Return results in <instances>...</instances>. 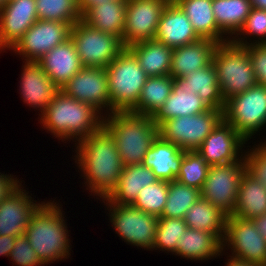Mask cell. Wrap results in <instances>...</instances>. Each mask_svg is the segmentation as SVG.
I'll return each mask as SVG.
<instances>
[{"mask_svg":"<svg viewBox=\"0 0 266 266\" xmlns=\"http://www.w3.org/2000/svg\"><path fill=\"white\" fill-rule=\"evenodd\" d=\"M226 246L232 251V256L228 257L258 266H266V240L258 233L252 220L227 216L222 251Z\"/></svg>","mask_w":266,"mask_h":266,"instance_id":"7c38bea8","label":"cell"},{"mask_svg":"<svg viewBox=\"0 0 266 266\" xmlns=\"http://www.w3.org/2000/svg\"><path fill=\"white\" fill-rule=\"evenodd\" d=\"M61 90L71 98L93 106L100 113L104 109L111 113L106 67H83Z\"/></svg>","mask_w":266,"mask_h":266,"instance_id":"9a60e30c","label":"cell"},{"mask_svg":"<svg viewBox=\"0 0 266 266\" xmlns=\"http://www.w3.org/2000/svg\"><path fill=\"white\" fill-rule=\"evenodd\" d=\"M209 109L210 107L197 94L181 86L174 79L171 94L152 118L155 124L159 126L168 119L204 113Z\"/></svg>","mask_w":266,"mask_h":266,"instance_id":"d4e9b609","label":"cell"},{"mask_svg":"<svg viewBox=\"0 0 266 266\" xmlns=\"http://www.w3.org/2000/svg\"><path fill=\"white\" fill-rule=\"evenodd\" d=\"M75 146L77 155L74 160L84 173L82 176L86 179L87 190L89 188V192L102 199L107 198L117 187L124 167L114 138L102 127Z\"/></svg>","mask_w":266,"mask_h":266,"instance_id":"6da1fadb","label":"cell"},{"mask_svg":"<svg viewBox=\"0 0 266 266\" xmlns=\"http://www.w3.org/2000/svg\"><path fill=\"white\" fill-rule=\"evenodd\" d=\"M218 43L209 39L173 48L170 65V76L175 79L185 77L192 71L208 66Z\"/></svg>","mask_w":266,"mask_h":266,"instance_id":"7402d4cb","label":"cell"},{"mask_svg":"<svg viewBox=\"0 0 266 266\" xmlns=\"http://www.w3.org/2000/svg\"><path fill=\"white\" fill-rule=\"evenodd\" d=\"M246 171L244 155L230 164L211 165L201 191V197L227 216L235 209L238 189Z\"/></svg>","mask_w":266,"mask_h":266,"instance_id":"30bf717a","label":"cell"},{"mask_svg":"<svg viewBox=\"0 0 266 266\" xmlns=\"http://www.w3.org/2000/svg\"><path fill=\"white\" fill-rule=\"evenodd\" d=\"M184 11L197 35L218 44L230 41L219 30L214 18L212 0H174ZM225 37V38H224Z\"/></svg>","mask_w":266,"mask_h":266,"instance_id":"4316f807","label":"cell"},{"mask_svg":"<svg viewBox=\"0 0 266 266\" xmlns=\"http://www.w3.org/2000/svg\"><path fill=\"white\" fill-rule=\"evenodd\" d=\"M215 21L224 35H237L252 8L250 0H212Z\"/></svg>","mask_w":266,"mask_h":266,"instance_id":"d6a6232c","label":"cell"},{"mask_svg":"<svg viewBox=\"0 0 266 266\" xmlns=\"http://www.w3.org/2000/svg\"><path fill=\"white\" fill-rule=\"evenodd\" d=\"M209 167L197 151H184L176 181L201 190L207 178Z\"/></svg>","mask_w":266,"mask_h":266,"instance_id":"f35d334b","label":"cell"},{"mask_svg":"<svg viewBox=\"0 0 266 266\" xmlns=\"http://www.w3.org/2000/svg\"><path fill=\"white\" fill-rule=\"evenodd\" d=\"M20 91L24 103L39 108L41 114L60 90L38 62L23 61Z\"/></svg>","mask_w":266,"mask_h":266,"instance_id":"ffe728a7","label":"cell"},{"mask_svg":"<svg viewBox=\"0 0 266 266\" xmlns=\"http://www.w3.org/2000/svg\"><path fill=\"white\" fill-rule=\"evenodd\" d=\"M225 264H226V266H258L255 264H250V263L238 261V260H235L232 258L228 259V262Z\"/></svg>","mask_w":266,"mask_h":266,"instance_id":"c3c4849f","label":"cell"},{"mask_svg":"<svg viewBox=\"0 0 266 266\" xmlns=\"http://www.w3.org/2000/svg\"><path fill=\"white\" fill-rule=\"evenodd\" d=\"M159 179L143 163L123 167L117 187L106 198L110 203L132 205L141 188Z\"/></svg>","mask_w":266,"mask_h":266,"instance_id":"484cf974","label":"cell"},{"mask_svg":"<svg viewBox=\"0 0 266 266\" xmlns=\"http://www.w3.org/2000/svg\"><path fill=\"white\" fill-rule=\"evenodd\" d=\"M201 197V191L178 181L168 182V195L160 217L184 219L190 206Z\"/></svg>","mask_w":266,"mask_h":266,"instance_id":"e575fe53","label":"cell"},{"mask_svg":"<svg viewBox=\"0 0 266 266\" xmlns=\"http://www.w3.org/2000/svg\"><path fill=\"white\" fill-rule=\"evenodd\" d=\"M227 215L200 197L187 211L184 221L188 228L213 233L221 242L225 237Z\"/></svg>","mask_w":266,"mask_h":266,"instance_id":"1f68e13d","label":"cell"},{"mask_svg":"<svg viewBox=\"0 0 266 266\" xmlns=\"http://www.w3.org/2000/svg\"><path fill=\"white\" fill-rule=\"evenodd\" d=\"M250 56L258 85L266 86V43L244 46Z\"/></svg>","mask_w":266,"mask_h":266,"instance_id":"7bdbcfd3","label":"cell"},{"mask_svg":"<svg viewBox=\"0 0 266 266\" xmlns=\"http://www.w3.org/2000/svg\"><path fill=\"white\" fill-rule=\"evenodd\" d=\"M37 20L35 0H8L0 9V51L12 49Z\"/></svg>","mask_w":266,"mask_h":266,"instance_id":"e0dca14e","label":"cell"},{"mask_svg":"<svg viewBox=\"0 0 266 266\" xmlns=\"http://www.w3.org/2000/svg\"><path fill=\"white\" fill-rule=\"evenodd\" d=\"M38 19L68 23L72 26L82 18L78 0H35Z\"/></svg>","mask_w":266,"mask_h":266,"instance_id":"d590c367","label":"cell"},{"mask_svg":"<svg viewBox=\"0 0 266 266\" xmlns=\"http://www.w3.org/2000/svg\"><path fill=\"white\" fill-rule=\"evenodd\" d=\"M201 39L180 6L170 0L164 8L155 40L169 47L176 48L194 43Z\"/></svg>","mask_w":266,"mask_h":266,"instance_id":"d6986e66","label":"cell"},{"mask_svg":"<svg viewBox=\"0 0 266 266\" xmlns=\"http://www.w3.org/2000/svg\"><path fill=\"white\" fill-rule=\"evenodd\" d=\"M223 120V111L212 109L204 113L168 119L159 126V136L183 151H196L205 138Z\"/></svg>","mask_w":266,"mask_h":266,"instance_id":"ba28073f","label":"cell"},{"mask_svg":"<svg viewBox=\"0 0 266 266\" xmlns=\"http://www.w3.org/2000/svg\"><path fill=\"white\" fill-rule=\"evenodd\" d=\"M103 127L112 135L123 166L140 164L159 136L150 115L112 112L104 117Z\"/></svg>","mask_w":266,"mask_h":266,"instance_id":"277c9868","label":"cell"},{"mask_svg":"<svg viewBox=\"0 0 266 266\" xmlns=\"http://www.w3.org/2000/svg\"><path fill=\"white\" fill-rule=\"evenodd\" d=\"M167 195L168 181L158 180L149 186L141 188L132 206L160 217L165 208Z\"/></svg>","mask_w":266,"mask_h":266,"instance_id":"8d00e7d4","label":"cell"},{"mask_svg":"<svg viewBox=\"0 0 266 266\" xmlns=\"http://www.w3.org/2000/svg\"><path fill=\"white\" fill-rule=\"evenodd\" d=\"M127 48L135 55L148 77L170 75L172 47L152 39L134 43Z\"/></svg>","mask_w":266,"mask_h":266,"instance_id":"83f0119b","label":"cell"},{"mask_svg":"<svg viewBox=\"0 0 266 266\" xmlns=\"http://www.w3.org/2000/svg\"><path fill=\"white\" fill-rule=\"evenodd\" d=\"M8 2V0H0V9L6 5V3Z\"/></svg>","mask_w":266,"mask_h":266,"instance_id":"f907efd6","label":"cell"},{"mask_svg":"<svg viewBox=\"0 0 266 266\" xmlns=\"http://www.w3.org/2000/svg\"><path fill=\"white\" fill-rule=\"evenodd\" d=\"M106 1H110V0H78V7H79L81 14H83L89 7L93 5H99L102 2H106Z\"/></svg>","mask_w":266,"mask_h":266,"instance_id":"7dc6e473","label":"cell"},{"mask_svg":"<svg viewBox=\"0 0 266 266\" xmlns=\"http://www.w3.org/2000/svg\"><path fill=\"white\" fill-rule=\"evenodd\" d=\"M173 82L170 75L148 77L136 106L130 112L153 116L171 94Z\"/></svg>","mask_w":266,"mask_h":266,"instance_id":"836d02e7","label":"cell"},{"mask_svg":"<svg viewBox=\"0 0 266 266\" xmlns=\"http://www.w3.org/2000/svg\"><path fill=\"white\" fill-rule=\"evenodd\" d=\"M212 64L225 101L257 85L249 52L244 46L236 45L231 40L218 44Z\"/></svg>","mask_w":266,"mask_h":266,"instance_id":"8992f818","label":"cell"},{"mask_svg":"<svg viewBox=\"0 0 266 266\" xmlns=\"http://www.w3.org/2000/svg\"><path fill=\"white\" fill-rule=\"evenodd\" d=\"M245 152L246 171L266 188V145L262 142Z\"/></svg>","mask_w":266,"mask_h":266,"instance_id":"60d3db41","label":"cell"},{"mask_svg":"<svg viewBox=\"0 0 266 266\" xmlns=\"http://www.w3.org/2000/svg\"><path fill=\"white\" fill-rule=\"evenodd\" d=\"M246 142L234 127L223 119L196 151L209 166L230 164L244 155L239 153Z\"/></svg>","mask_w":266,"mask_h":266,"instance_id":"2e32d148","label":"cell"},{"mask_svg":"<svg viewBox=\"0 0 266 266\" xmlns=\"http://www.w3.org/2000/svg\"><path fill=\"white\" fill-rule=\"evenodd\" d=\"M127 0H110L89 7L81 20L88 26L120 38L123 41V31L126 18Z\"/></svg>","mask_w":266,"mask_h":266,"instance_id":"cb8c5ba5","label":"cell"},{"mask_svg":"<svg viewBox=\"0 0 266 266\" xmlns=\"http://www.w3.org/2000/svg\"><path fill=\"white\" fill-rule=\"evenodd\" d=\"M252 8L266 10V0H250Z\"/></svg>","mask_w":266,"mask_h":266,"instance_id":"681fc988","label":"cell"},{"mask_svg":"<svg viewBox=\"0 0 266 266\" xmlns=\"http://www.w3.org/2000/svg\"><path fill=\"white\" fill-rule=\"evenodd\" d=\"M240 35V37H239ZM244 35L249 36H255V41L249 43L245 38L247 37ZM245 40V41H244ZM231 41L239 46H247L249 44H263L266 43V10L251 8L249 15L247 16V19L245 21V24L241 28V30L238 32L236 36H233L231 38Z\"/></svg>","mask_w":266,"mask_h":266,"instance_id":"ab89813d","label":"cell"},{"mask_svg":"<svg viewBox=\"0 0 266 266\" xmlns=\"http://www.w3.org/2000/svg\"><path fill=\"white\" fill-rule=\"evenodd\" d=\"M106 70L111 113L131 111L139 100L147 74L127 47L111 61Z\"/></svg>","mask_w":266,"mask_h":266,"instance_id":"5b68a950","label":"cell"},{"mask_svg":"<svg viewBox=\"0 0 266 266\" xmlns=\"http://www.w3.org/2000/svg\"><path fill=\"white\" fill-rule=\"evenodd\" d=\"M223 119L246 140L266 126V86L255 85L225 101Z\"/></svg>","mask_w":266,"mask_h":266,"instance_id":"52a82bcc","label":"cell"},{"mask_svg":"<svg viewBox=\"0 0 266 266\" xmlns=\"http://www.w3.org/2000/svg\"><path fill=\"white\" fill-rule=\"evenodd\" d=\"M93 106L59 90L41 114L43 127L59 140L80 141L103 127L104 116Z\"/></svg>","mask_w":266,"mask_h":266,"instance_id":"7a4b0ae2","label":"cell"},{"mask_svg":"<svg viewBox=\"0 0 266 266\" xmlns=\"http://www.w3.org/2000/svg\"><path fill=\"white\" fill-rule=\"evenodd\" d=\"M175 80L181 86L197 94L210 108L224 110L225 100L221 95L216 70L212 62L202 69L192 71L185 77H178Z\"/></svg>","mask_w":266,"mask_h":266,"instance_id":"f1b7e54d","label":"cell"},{"mask_svg":"<svg viewBox=\"0 0 266 266\" xmlns=\"http://www.w3.org/2000/svg\"><path fill=\"white\" fill-rule=\"evenodd\" d=\"M266 213V188L247 171L242 176L232 216L252 220Z\"/></svg>","mask_w":266,"mask_h":266,"instance_id":"4dcf8cb0","label":"cell"},{"mask_svg":"<svg viewBox=\"0 0 266 266\" xmlns=\"http://www.w3.org/2000/svg\"><path fill=\"white\" fill-rule=\"evenodd\" d=\"M102 201H106L112 227L122 240L137 247L154 250L157 216L132 205L110 203L106 198Z\"/></svg>","mask_w":266,"mask_h":266,"instance_id":"8fae6325","label":"cell"},{"mask_svg":"<svg viewBox=\"0 0 266 266\" xmlns=\"http://www.w3.org/2000/svg\"><path fill=\"white\" fill-rule=\"evenodd\" d=\"M258 233L266 240V213L252 219Z\"/></svg>","mask_w":266,"mask_h":266,"instance_id":"bcb514c9","label":"cell"},{"mask_svg":"<svg viewBox=\"0 0 266 266\" xmlns=\"http://www.w3.org/2000/svg\"><path fill=\"white\" fill-rule=\"evenodd\" d=\"M170 0H127L123 45L155 39L162 12Z\"/></svg>","mask_w":266,"mask_h":266,"instance_id":"5bb4252c","label":"cell"},{"mask_svg":"<svg viewBox=\"0 0 266 266\" xmlns=\"http://www.w3.org/2000/svg\"><path fill=\"white\" fill-rule=\"evenodd\" d=\"M21 186L20 184L0 202V236L24 235L32 213L40 205L32 200V197L28 196V192Z\"/></svg>","mask_w":266,"mask_h":266,"instance_id":"ac0fdd59","label":"cell"},{"mask_svg":"<svg viewBox=\"0 0 266 266\" xmlns=\"http://www.w3.org/2000/svg\"><path fill=\"white\" fill-rule=\"evenodd\" d=\"M70 38L83 67H107L126 48L120 38L96 30L82 20L71 26Z\"/></svg>","mask_w":266,"mask_h":266,"instance_id":"9c48e42d","label":"cell"},{"mask_svg":"<svg viewBox=\"0 0 266 266\" xmlns=\"http://www.w3.org/2000/svg\"><path fill=\"white\" fill-rule=\"evenodd\" d=\"M9 257L17 266H44L25 235L15 237L14 248Z\"/></svg>","mask_w":266,"mask_h":266,"instance_id":"b9f144b4","label":"cell"},{"mask_svg":"<svg viewBox=\"0 0 266 266\" xmlns=\"http://www.w3.org/2000/svg\"><path fill=\"white\" fill-rule=\"evenodd\" d=\"M15 237L9 235L0 236V256H9L14 248Z\"/></svg>","mask_w":266,"mask_h":266,"instance_id":"f6af8a7d","label":"cell"},{"mask_svg":"<svg viewBox=\"0 0 266 266\" xmlns=\"http://www.w3.org/2000/svg\"><path fill=\"white\" fill-rule=\"evenodd\" d=\"M37 62L60 90L83 68L75 44L70 37L47 52Z\"/></svg>","mask_w":266,"mask_h":266,"instance_id":"44dd1931","label":"cell"},{"mask_svg":"<svg viewBox=\"0 0 266 266\" xmlns=\"http://www.w3.org/2000/svg\"><path fill=\"white\" fill-rule=\"evenodd\" d=\"M222 242L206 231L188 228L178 239L175 254L190 260H208L222 253Z\"/></svg>","mask_w":266,"mask_h":266,"instance_id":"f546056e","label":"cell"},{"mask_svg":"<svg viewBox=\"0 0 266 266\" xmlns=\"http://www.w3.org/2000/svg\"><path fill=\"white\" fill-rule=\"evenodd\" d=\"M14 176L10 174L0 173V202L4 200L11 192H13L20 184L19 180L13 178Z\"/></svg>","mask_w":266,"mask_h":266,"instance_id":"ee69618b","label":"cell"},{"mask_svg":"<svg viewBox=\"0 0 266 266\" xmlns=\"http://www.w3.org/2000/svg\"><path fill=\"white\" fill-rule=\"evenodd\" d=\"M184 151L160 136L147 151L143 164L152 170L159 180L175 181L179 174Z\"/></svg>","mask_w":266,"mask_h":266,"instance_id":"603a6c76","label":"cell"},{"mask_svg":"<svg viewBox=\"0 0 266 266\" xmlns=\"http://www.w3.org/2000/svg\"><path fill=\"white\" fill-rule=\"evenodd\" d=\"M68 23L38 19L12 48L25 61L37 62L70 37Z\"/></svg>","mask_w":266,"mask_h":266,"instance_id":"4fadbf2b","label":"cell"},{"mask_svg":"<svg viewBox=\"0 0 266 266\" xmlns=\"http://www.w3.org/2000/svg\"><path fill=\"white\" fill-rule=\"evenodd\" d=\"M61 208L59 203L54 204V201H42L32 213L24 233L45 265L70 255V235Z\"/></svg>","mask_w":266,"mask_h":266,"instance_id":"3957f363","label":"cell"},{"mask_svg":"<svg viewBox=\"0 0 266 266\" xmlns=\"http://www.w3.org/2000/svg\"><path fill=\"white\" fill-rule=\"evenodd\" d=\"M188 229L184 219L158 217L157 229L154 240V249L175 253L178 239Z\"/></svg>","mask_w":266,"mask_h":266,"instance_id":"74e56055","label":"cell"}]
</instances>
